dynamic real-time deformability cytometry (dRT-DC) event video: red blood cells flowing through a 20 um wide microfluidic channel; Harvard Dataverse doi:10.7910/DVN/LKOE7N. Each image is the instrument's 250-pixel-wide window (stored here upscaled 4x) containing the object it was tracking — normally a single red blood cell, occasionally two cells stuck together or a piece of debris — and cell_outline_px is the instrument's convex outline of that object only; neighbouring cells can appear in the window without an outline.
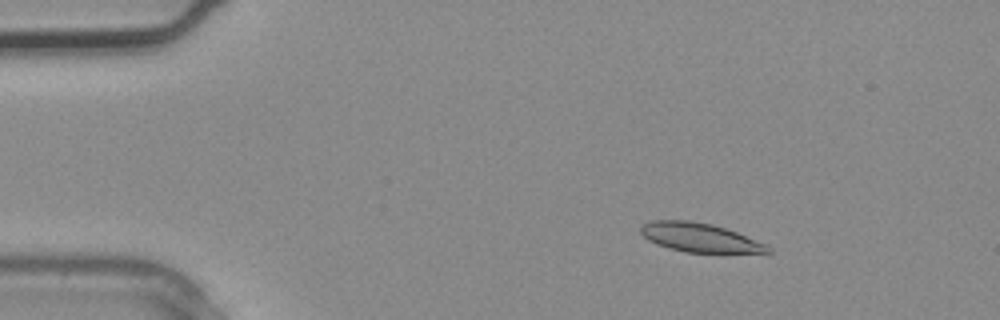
{"species": "common noctule bat (a hibernating species)", "species_latin": "Nyctalus noctula", "temperature_condition": "warm", "stored_images_in_passage": 2, "camera_frame_rate_fps": 3000, "um_per_image_px": 0.085, "animal": {"sex": "male", "body_mass_g": 20.4}, "frame": {"image": 1, "passage_image": 1, "time_ms": 0.0, "image_size_px": [1000, 320], "cell_outline_px": [[772, 252], [684, 252], [668, 248], [656, 244], [648, 240], [640, 232], [640, 224], [648, 220], [692, 220], [712, 224], [736, 232], [768, 244], [772, 248]], "centroid_in_image_um": [59.43, 20.17], "position_along_channel_um": 25.6, "area_um2": 21.56}}